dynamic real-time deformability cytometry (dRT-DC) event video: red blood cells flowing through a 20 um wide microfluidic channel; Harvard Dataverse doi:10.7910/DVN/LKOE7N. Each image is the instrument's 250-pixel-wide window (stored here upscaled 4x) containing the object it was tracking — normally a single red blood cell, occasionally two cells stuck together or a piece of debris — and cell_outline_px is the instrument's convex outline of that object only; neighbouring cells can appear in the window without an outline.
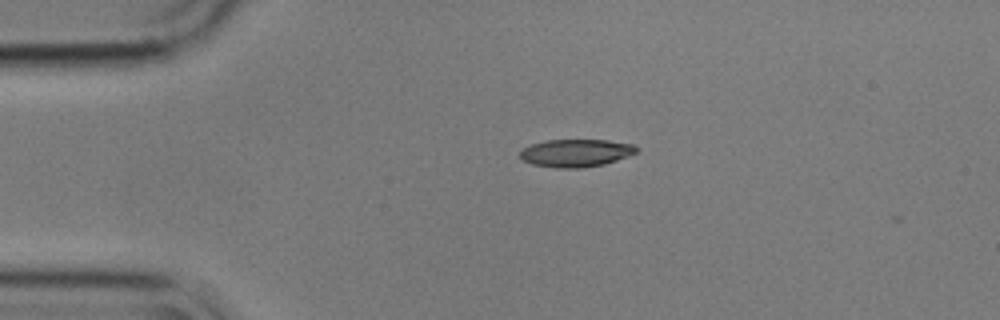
{"species": "common noctule bat (a hibernating species)", "species_latin": "Nyctalus noctula", "temperature_condition": "cold", "stored_images_in_passage": 2, "camera_frame_rate_fps": 3000, "um_per_image_px": 0.085, "animal": {"sex": "male", "body_mass_g": 17.9}, "frame": {"image": 1, "passage_image": 1, "time_ms": 0.0, "image_size_px": [1000, 320], "cell_outline_px": [[640, 148], [636, 152], [628, 156], [604, 164], [580, 168], [556, 168], [532, 164], [524, 160], [520, 156], [520, 152], [524, 148], [532, 144], [548, 140], [608, 140], [636, 144]], "centroid_in_image_um": [49.0, 13.0], "position_along_channel_um": 36.0, "area_um2": 18.79}}